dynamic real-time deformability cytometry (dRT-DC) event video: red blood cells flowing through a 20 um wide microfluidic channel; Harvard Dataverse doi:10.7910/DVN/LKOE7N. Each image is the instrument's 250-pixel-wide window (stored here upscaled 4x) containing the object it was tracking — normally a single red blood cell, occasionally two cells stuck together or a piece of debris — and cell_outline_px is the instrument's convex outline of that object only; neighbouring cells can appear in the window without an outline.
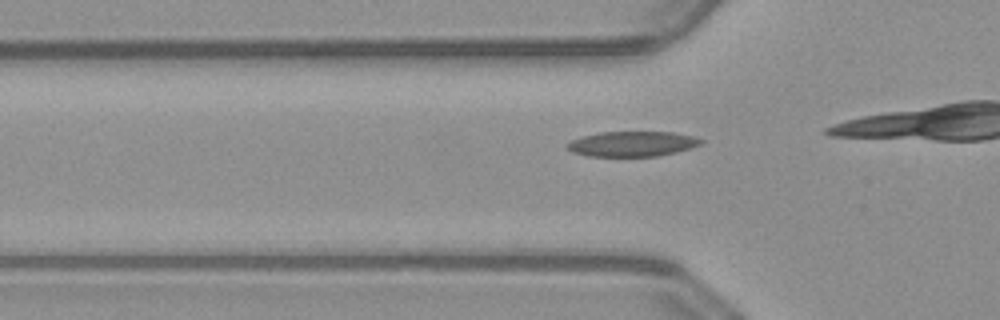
{"species": "common noctule bat (a hibernating species)", "species_latin": "Nyctalus noctula", "temperature_condition": "warm", "stored_images_in_passage": 6, "camera_frame_rate_fps": 3000, "um_per_image_px": 0.085, "animal": {"sex": "male", "body_mass_g": 23.1, "forearm_length_mm": 52.7}, "frame": {"image": 1, "passage_image": 2, "time_ms": 0.333, "image_size_px": [1000, 320], "cell_outline_px": [[704, 140], [700, 144], [688, 148], [656, 156], [592, 156], [576, 152], [568, 148], [568, 144], [572, 140], [584, 136], [600, 132], [672, 132], [692, 136]], "centroid_in_image_um": [53.76, 12.22], "position_along_channel_um": 72.0, "area_um2": 18.96}}